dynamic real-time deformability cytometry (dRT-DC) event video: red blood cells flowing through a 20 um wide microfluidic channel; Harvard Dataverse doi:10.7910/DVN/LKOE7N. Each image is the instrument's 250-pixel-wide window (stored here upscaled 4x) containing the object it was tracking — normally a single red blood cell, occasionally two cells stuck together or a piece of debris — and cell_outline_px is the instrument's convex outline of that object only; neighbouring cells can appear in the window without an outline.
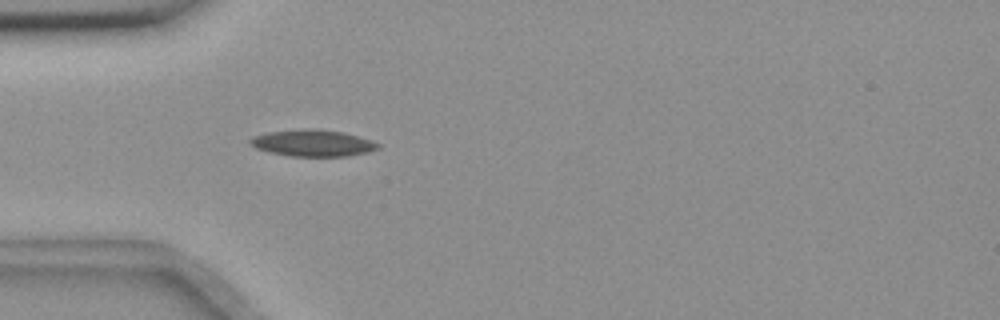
{"species": "common noctule bat (a hibernating species)", "species_latin": "Nyctalus noctula", "temperature_condition": "room temperature", "stored_images_in_passage": 5, "camera_frame_rate_fps": 3000, "um_per_image_px": 0.085, "animal": {"sex": "female", "body_mass_g": 18.4}, "frame": {"image": 1, "passage_image": 5, "time_ms": 4.333, "image_size_px": [1000, 320], "cell_outline_px": [[380, 148], [368, 152], [344, 156], [292, 156], [268, 152], [256, 148], [248, 140], [252, 136], [268, 132], [300, 128], [316, 128], [344, 132], [372, 140], [380, 144]], "centroid_in_image_um": [26.59, 12.14], "position_along_channel_um": 58.4, "area_um2": 20.0}}